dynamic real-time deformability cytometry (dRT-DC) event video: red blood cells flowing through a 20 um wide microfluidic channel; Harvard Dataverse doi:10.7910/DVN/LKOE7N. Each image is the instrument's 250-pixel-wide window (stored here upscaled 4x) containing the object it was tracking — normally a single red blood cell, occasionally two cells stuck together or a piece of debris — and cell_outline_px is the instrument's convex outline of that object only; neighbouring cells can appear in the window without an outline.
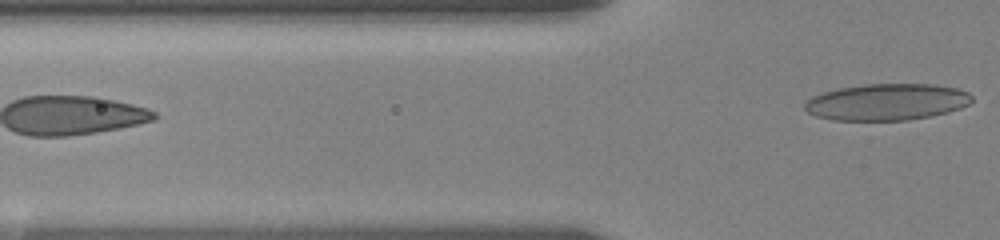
{"species": "human", "species_latin": "Homo sapiens", "temperature_condition": "room temperature", "stored_images_in_passage": 5, "camera_frame_rate_fps": 3000, "um_per_image_px": 0.085, "donor": {"sex": "female"}, "frame": {"image": 1, "passage_image": 5, "time_ms": 5.0, "image_size_px": [1000, 240], "cell_outline_px": [[972, 100], [968, 104], [960, 108], [948, 112], [908, 120], [832, 120], [816, 116], [808, 112], [804, 108], [804, 104], [812, 96], [824, 92], [840, 88], [864, 84], [932, 84], [956, 88], [968, 92], [972, 96]], "centroid_in_image_um": [75.37, 8.67], "position_along_channel_um": 50.4, "area_um2": 35.49}}